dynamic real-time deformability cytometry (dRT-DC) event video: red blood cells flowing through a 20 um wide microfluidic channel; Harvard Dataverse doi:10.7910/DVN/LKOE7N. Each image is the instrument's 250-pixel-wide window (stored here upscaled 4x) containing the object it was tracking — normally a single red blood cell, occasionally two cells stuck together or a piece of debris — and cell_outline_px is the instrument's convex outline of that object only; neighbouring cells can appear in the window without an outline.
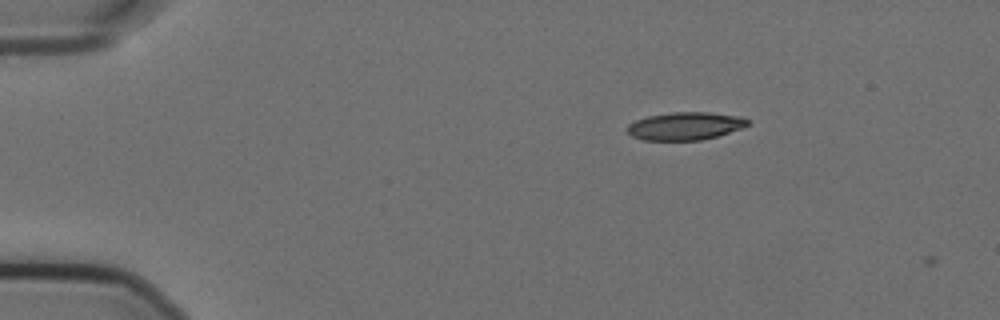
{"species": "Egyptian fruit bat (a non-hibernating species)", "species_latin": "Rousettus aegyptiacus", "temperature_condition": "cold", "stored_images_in_passage": 3, "camera_frame_rate_fps": 3000, "um_per_image_px": 0.085, "animal": {"sex": "female"}, "frame": {"image": 1, "passage_image": 2, "time_ms": 0.333, "image_size_px": [1000, 320], "cell_outline_px": [[752, 120], [748, 124], [740, 128], [716, 136], [700, 140], [644, 140], [632, 136], [628, 132], [628, 124], [636, 120], [648, 116], [672, 112], [708, 112], [744, 116]], "centroid_in_image_um": [58.27, 10.7], "position_along_channel_um": 26.7, "area_um2": 19.48}}